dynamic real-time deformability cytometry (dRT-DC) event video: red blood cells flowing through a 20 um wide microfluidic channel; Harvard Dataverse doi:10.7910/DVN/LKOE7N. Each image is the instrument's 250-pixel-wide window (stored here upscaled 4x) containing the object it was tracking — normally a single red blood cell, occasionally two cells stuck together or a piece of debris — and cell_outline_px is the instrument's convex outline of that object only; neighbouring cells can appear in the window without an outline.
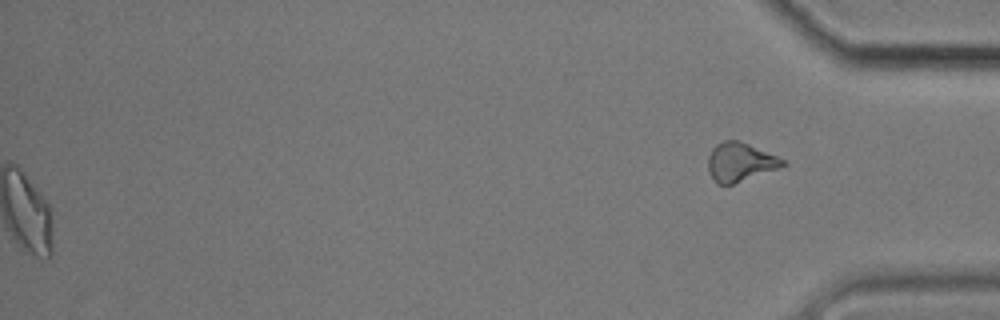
{"species": "common noctule bat (a hibernating species)", "species_latin": "Nyctalus noctula", "temperature_condition": "cold", "stored_images_in_passage": 59, "segment_of_instrument_passage": [2, 2], "camera_frame_rate_fps": 3000, "um_per_image_px": 0.085, "animal": {"sex": "male", "body_mass_g": 17.9}, "frame": {"image": 1, "passage_image": 59, "time_ms": 19.333, "image_size_px": [1000, 320], "cell_outline_px": [[788, 164], [732, 184], [716, 184], [712, 180], [708, 168], [708, 156], [712, 148], [716, 144], [724, 140], [740, 140], [776, 156], [784, 160]], "centroid_in_image_um": [62.86, 13.76], "position_along_channel_um": 372.3, "area_um2": 16.65}}